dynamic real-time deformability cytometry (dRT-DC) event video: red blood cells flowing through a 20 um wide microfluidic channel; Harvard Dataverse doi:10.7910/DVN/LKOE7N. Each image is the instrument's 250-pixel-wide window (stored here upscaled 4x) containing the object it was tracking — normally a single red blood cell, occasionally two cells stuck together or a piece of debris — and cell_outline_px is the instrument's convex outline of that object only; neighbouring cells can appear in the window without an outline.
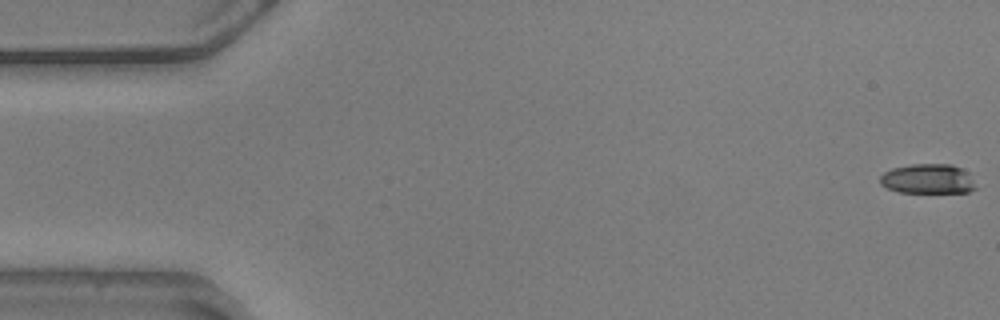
{"species": "common noctule bat (a hibernating species)", "species_latin": "Nyctalus noctula", "temperature_condition": "warm", "stored_images_in_passage": 57, "camera_frame_rate_fps": 3000, "um_per_image_px": 0.085, "animal": {"sex": "male", "body_mass_g": 20.5, "forearm_length_mm": 52.5}, "frame": {"image": 1, "passage_image": 1, "time_ms": 0.0, "image_size_px": [1000, 320], "cell_outline_px": [[976, 188], [968, 192], [900, 192], [888, 188], [880, 184], [880, 176], [884, 172], [892, 168], [912, 164], [952, 164], [968, 172]], "centroid_in_image_um": [78.85, 15.2], "position_along_channel_um": 6.1, "area_um2": 16.47}}
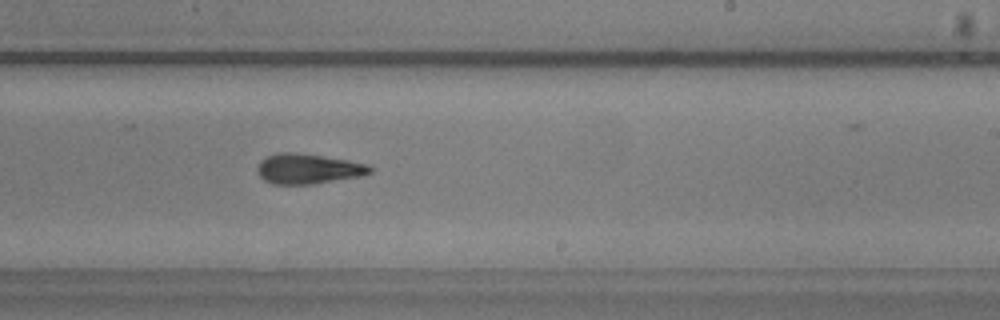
{"frame": {"image": 2, "passage_image": 34, "time_ms": 11.0, "image_size_px": [1000, 320], "cell_outline_px": [[372, 172], [360, 176], [312, 184], [272, 184], [264, 180], [260, 176], [256, 168], [260, 160], [276, 152], [292, 152], [348, 160], [368, 164], [372, 168]], "centroid_in_image_um": [26.16, 14.35], "position_along_channel_um": 262.8, "area_um2": 19.65}}
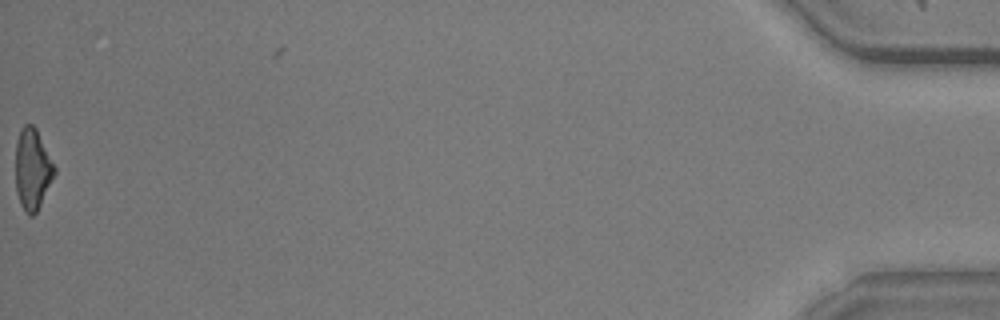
{"frame": {"image": 3, "passage_image": 57, "time_ms": 18.667, "image_size_px": [1000, 320], "cell_outline_px": [[56, 172], [36, 212], [32, 216], [28, 216], [24, 212], [20, 204], [16, 192], [16, 140], [20, 128], [24, 124], [32, 124], [36, 128], [56, 168]], "centroid_in_image_um": [2.74, 14.37], "position_along_channel_um": 432.5, "area_um2": 18.38}, "authors_computed_cell_mechanics": {"area_um2": 19.363, "velocity_mm_per_s": 3.6067, "shape_relaxation_time_tau1_ms": 4.1405, "shape_relaxation_time_tau2_ms": 5.0687, "deformation_change_tau1": 0.1693, "deformation_change_tau2": 0.153}}